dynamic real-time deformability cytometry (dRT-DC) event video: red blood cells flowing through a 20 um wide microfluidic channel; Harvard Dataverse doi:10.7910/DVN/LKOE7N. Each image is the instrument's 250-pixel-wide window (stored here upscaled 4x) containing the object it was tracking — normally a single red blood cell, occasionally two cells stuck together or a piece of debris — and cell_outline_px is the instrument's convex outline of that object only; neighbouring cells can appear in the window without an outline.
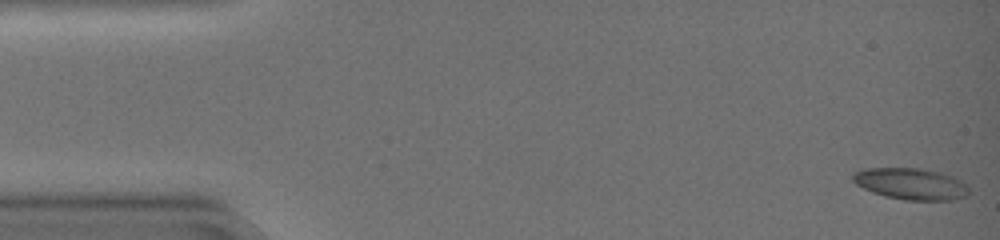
{"species": "common noctule bat (a hibernating species)", "species_latin": "Nyctalus noctula", "temperature_condition": "warm", "stored_images_in_passage": 46, "camera_frame_rate_fps": 3000, "um_per_image_px": 0.085, "animal": {"sex": "female", "body_mass_g": 19.0, "forearm_length_mm": 51.5}, "frame": {"image": 1, "passage_image": 1, "time_ms": 0.0, "image_size_px": [1000, 240], "cell_outline_px": [[968, 196], [952, 200], [904, 200], [884, 196], [872, 192], [856, 184], [852, 180], [852, 172], [864, 168], [920, 168], [940, 172], [956, 176], [968, 184]], "centroid_in_image_um": [77.45, 15.62], "position_along_channel_um": 7.6, "area_um2": 21.68}}
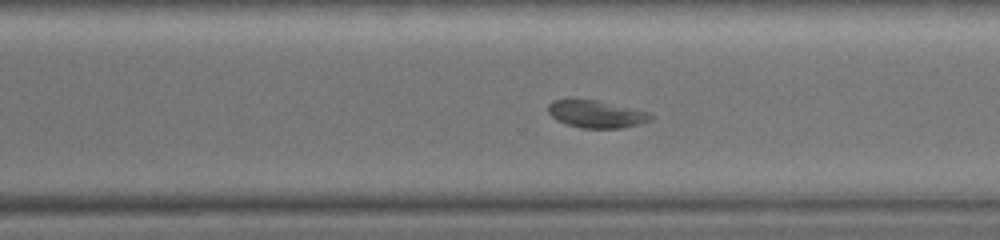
{"frame": {"image": 2, "passage_image": 33, "time_ms": 10.667, "image_size_px": [1000, 240], "cell_outline_px": [[656, 116], [648, 120], [636, 124], [620, 128], [580, 128], [564, 124], [556, 120], [548, 112], [548, 104], [552, 100], [596, 100], [652, 112]], "centroid_in_image_um": [50.68, 9.7], "position_along_channel_um": 319.9, "area_um2": 16.36}}
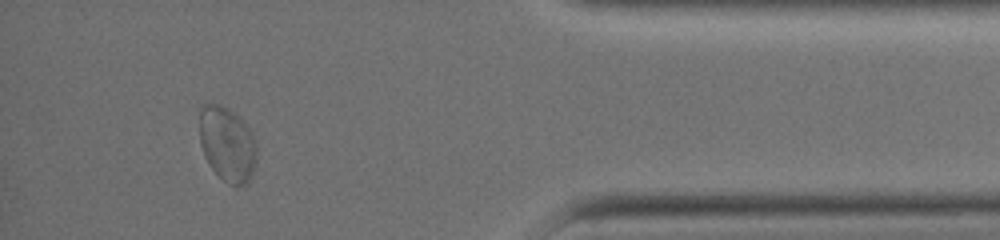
{"frame": {"image": 3, "passage_image": 42, "time_ms": 13.667, "image_size_px": [1000, 240], "cell_outline_px": [[256, 160], [252, 172], [248, 180], [244, 184], [228, 184], [212, 168], [204, 156], [200, 144], [200, 108], [204, 104], [220, 104], [228, 108], [248, 128], [252, 136], [256, 148]], "centroid_in_image_um": [19.28, 12.23], "position_along_channel_um": 415.9, "area_um2": 24.28}, "authors_computed_cell_mechanics": {"area_um2": 18.5249, "velocity_mm_per_s": 4.1908, "shape_relaxation_time_tau1_ms": 7.9122, "shape_relaxation_time_tau2_ms": 2.3193, "deformation_change_tau1": 0.1746, "deformation_change_tau2": 0.0572}}